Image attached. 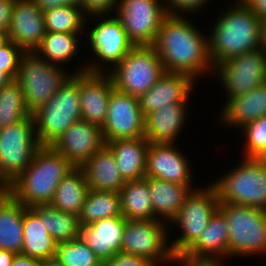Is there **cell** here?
Listing matches in <instances>:
<instances>
[{
	"label": "cell",
	"mask_w": 266,
	"mask_h": 266,
	"mask_svg": "<svg viewBox=\"0 0 266 266\" xmlns=\"http://www.w3.org/2000/svg\"><path fill=\"white\" fill-rule=\"evenodd\" d=\"M187 103H168L145 116L144 138L149 143H174L186 119Z\"/></svg>",
	"instance_id": "cb8c5ba5"
},
{
	"label": "cell",
	"mask_w": 266,
	"mask_h": 266,
	"mask_svg": "<svg viewBox=\"0 0 266 266\" xmlns=\"http://www.w3.org/2000/svg\"><path fill=\"white\" fill-rule=\"evenodd\" d=\"M218 258L212 259H177L176 262H181L184 266H223L221 262H217Z\"/></svg>",
	"instance_id": "bcb514c9"
},
{
	"label": "cell",
	"mask_w": 266,
	"mask_h": 266,
	"mask_svg": "<svg viewBox=\"0 0 266 266\" xmlns=\"http://www.w3.org/2000/svg\"><path fill=\"white\" fill-rule=\"evenodd\" d=\"M207 1L208 0H166L167 5L164 6L167 7L165 8L167 15H178L176 12H179V10L180 12L183 10V13L192 11L196 12L197 10H199L198 8L202 9L205 5L204 3H206Z\"/></svg>",
	"instance_id": "b9f144b4"
},
{
	"label": "cell",
	"mask_w": 266,
	"mask_h": 266,
	"mask_svg": "<svg viewBox=\"0 0 266 266\" xmlns=\"http://www.w3.org/2000/svg\"><path fill=\"white\" fill-rule=\"evenodd\" d=\"M81 168L86 175L89 190L120 192L126 182L107 144L98 149Z\"/></svg>",
	"instance_id": "603a6c76"
},
{
	"label": "cell",
	"mask_w": 266,
	"mask_h": 266,
	"mask_svg": "<svg viewBox=\"0 0 266 266\" xmlns=\"http://www.w3.org/2000/svg\"><path fill=\"white\" fill-rule=\"evenodd\" d=\"M105 75L103 72H79L82 120L100 127L106 120L109 97L114 89L110 75Z\"/></svg>",
	"instance_id": "e0dca14e"
},
{
	"label": "cell",
	"mask_w": 266,
	"mask_h": 266,
	"mask_svg": "<svg viewBox=\"0 0 266 266\" xmlns=\"http://www.w3.org/2000/svg\"><path fill=\"white\" fill-rule=\"evenodd\" d=\"M16 254L0 249V266H11Z\"/></svg>",
	"instance_id": "c3c4849f"
},
{
	"label": "cell",
	"mask_w": 266,
	"mask_h": 266,
	"mask_svg": "<svg viewBox=\"0 0 266 266\" xmlns=\"http://www.w3.org/2000/svg\"><path fill=\"white\" fill-rule=\"evenodd\" d=\"M102 266H155L144 257L119 252L103 262Z\"/></svg>",
	"instance_id": "ab89813d"
},
{
	"label": "cell",
	"mask_w": 266,
	"mask_h": 266,
	"mask_svg": "<svg viewBox=\"0 0 266 266\" xmlns=\"http://www.w3.org/2000/svg\"><path fill=\"white\" fill-rule=\"evenodd\" d=\"M165 73L153 46H134L108 74L114 88L139 98Z\"/></svg>",
	"instance_id": "ba28073f"
},
{
	"label": "cell",
	"mask_w": 266,
	"mask_h": 266,
	"mask_svg": "<svg viewBox=\"0 0 266 266\" xmlns=\"http://www.w3.org/2000/svg\"><path fill=\"white\" fill-rule=\"evenodd\" d=\"M158 0H119L117 18L135 46H153L164 18L166 7Z\"/></svg>",
	"instance_id": "8fae6325"
},
{
	"label": "cell",
	"mask_w": 266,
	"mask_h": 266,
	"mask_svg": "<svg viewBox=\"0 0 266 266\" xmlns=\"http://www.w3.org/2000/svg\"><path fill=\"white\" fill-rule=\"evenodd\" d=\"M260 158H261V159L265 162V164H266V153L263 154Z\"/></svg>",
	"instance_id": "11a10c76"
},
{
	"label": "cell",
	"mask_w": 266,
	"mask_h": 266,
	"mask_svg": "<svg viewBox=\"0 0 266 266\" xmlns=\"http://www.w3.org/2000/svg\"><path fill=\"white\" fill-rule=\"evenodd\" d=\"M228 225V256L266 251V210L219 202Z\"/></svg>",
	"instance_id": "5b68a950"
},
{
	"label": "cell",
	"mask_w": 266,
	"mask_h": 266,
	"mask_svg": "<svg viewBox=\"0 0 266 266\" xmlns=\"http://www.w3.org/2000/svg\"><path fill=\"white\" fill-rule=\"evenodd\" d=\"M162 222L161 219L126 220L121 252L144 257L155 266L160 260L177 261L170 245H167V231Z\"/></svg>",
	"instance_id": "7c38bea8"
},
{
	"label": "cell",
	"mask_w": 266,
	"mask_h": 266,
	"mask_svg": "<svg viewBox=\"0 0 266 266\" xmlns=\"http://www.w3.org/2000/svg\"><path fill=\"white\" fill-rule=\"evenodd\" d=\"M247 139L246 157L260 158L266 153V115L243 127Z\"/></svg>",
	"instance_id": "74e56055"
},
{
	"label": "cell",
	"mask_w": 266,
	"mask_h": 266,
	"mask_svg": "<svg viewBox=\"0 0 266 266\" xmlns=\"http://www.w3.org/2000/svg\"><path fill=\"white\" fill-rule=\"evenodd\" d=\"M189 164L185 156L174 148V143H150L147 151L145 177L191 185Z\"/></svg>",
	"instance_id": "ac0fdd59"
},
{
	"label": "cell",
	"mask_w": 266,
	"mask_h": 266,
	"mask_svg": "<svg viewBox=\"0 0 266 266\" xmlns=\"http://www.w3.org/2000/svg\"><path fill=\"white\" fill-rule=\"evenodd\" d=\"M213 186L219 202L266 210V164L261 158L246 157Z\"/></svg>",
	"instance_id": "8992f818"
},
{
	"label": "cell",
	"mask_w": 266,
	"mask_h": 266,
	"mask_svg": "<svg viewBox=\"0 0 266 266\" xmlns=\"http://www.w3.org/2000/svg\"><path fill=\"white\" fill-rule=\"evenodd\" d=\"M226 255L228 258V225L218 209L198 239L178 259H221Z\"/></svg>",
	"instance_id": "7402d4cb"
},
{
	"label": "cell",
	"mask_w": 266,
	"mask_h": 266,
	"mask_svg": "<svg viewBox=\"0 0 266 266\" xmlns=\"http://www.w3.org/2000/svg\"><path fill=\"white\" fill-rule=\"evenodd\" d=\"M119 194L122 215L126 220L154 219L148 177L126 181Z\"/></svg>",
	"instance_id": "4dcf8cb0"
},
{
	"label": "cell",
	"mask_w": 266,
	"mask_h": 266,
	"mask_svg": "<svg viewBox=\"0 0 266 266\" xmlns=\"http://www.w3.org/2000/svg\"><path fill=\"white\" fill-rule=\"evenodd\" d=\"M148 186L154 219L162 216V220L172 221L184 204L185 198L191 193V185H181L167 182L154 177H148Z\"/></svg>",
	"instance_id": "4316f807"
},
{
	"label": "cell",
	"mask_w": 266,
	"mask_h": 266,
	"mask_svg": "<svg viewBox=\"0 0 266 266\" xmlns=\"http://www.w3.org/2000/svg\"><path fill=\"white\" fill-rule=\"evenodd\" d=\"M262 21L266 20V0H241Z\"/></svg>",
	"instance_id": "f6af8a7d"
},
{
	"label": "cell",
	"mask_w": 266,
	"mask_h": 266,
	"mask_svg": "<svg viewBox=\"0 0 266 266\" xmlns=\"http://www.w3.org/2000/svg\"><path fill=\"white\" fill-rule=\"evenodd\" d=\"M38 266H64L55 257L39 259Z\"/></svg>",
	"instance_id": "681fc988"
},
{
	"label": "cell",
	"mask_w": 266,
	"mask_h": 266,
	"mask_svg": "<svg viewBox=\"0 0 266 266\" xmlns=\"http://www.w3.org/2000/svg\"><path fill=\"white\" fill-rule=\"evenodd\" d=\"M33 116L15 80L0 88V129Z\"/></svg>",
	"instance_id": "e575fe53"
},
{
	"label": "cell",
	"mask_w": 266,
	"mask_h": 266,
	"mask_svg": "<svg viewBox=\"0 0 266 266\" xmlns=\"http://www.w3.org/2000/svg\"><path fill=\"white\" fill-rule=\"evenodd\" d=\"M208 187L205 188L206 190H193L185 198L180 211L171 221L180 225L183 231V235L170 245L177 259L198 239L211 217L219 209L217 190L213 185Z\"/></svg>",
	"instance_id": "30bf717a"
},
{
	"label": "cell",
	"mask_w": 266,
	"mask_h": 266,
	"mask_svg": "<svg viewBox=\"0 0 266 266\" xmlns=\"http://www.w3.org/2000/svg\"><path fill=\"white\" fill-rule=\"evenodd\" d=\"M13 79L0 69V88L10 83Z\"/></svg>",
	"instance_id": "816d5d0a"
},
{
	"label": "cell",
	"mask_w": 266,
	"mask_h": 266,
	"mask_svg": "<svg viewBox=\"0 0 266 266\" xmlns=\"http://www.w3.org/2000/svg\"><path fill=\"white\" fill-rule=\"evenodd\" d=\"M118 0H82L81 10L82 12L89 13V15H105L111 9L118 7ZM105 13V14H104Z\"/></svg>",
	"instance_id": "60d3db41"
},
{
	"label": "cell",
	"mask_w": 266,
	"mask_h": 266,
	"mask_svg": "<svg viewBox=\"0 0 266 266\" xmlns=\"http://www.w3.org/2000/svg\"><path fill=\"white\" fill-rule=\"evenodd\" d=\"M26 208L8 192L0 199V249L21 254Z\"/></svg>",
	"instance_id": "83f0119b"
},
{
	"label": "cell",
	"mask_w": 266,
	"mask_h": 266,
	"mask_svg": "<svg viewBox=\"0 0 266 266\" xmlns=\"http://www.w3.org/2000/svg\"><path fill=\"white\" fill-rule=\"evenodd\" d=\"M39 259L25 256L22 254H16L11 266H38Z\"/></svg>",
	"instance_id": "7dc6e473"
},
{
	"label": "cell",
	"mask_w": 266,
	"mask_h": 266,
	"mask_svg": "<svg viewBox=\"0 0 266 266\" xmlns=\"http://www.w3.org/2000/svg\"><path fill=\"white\" fill-rule=\"evenodd\" d=\"M88 191L89 185L83 169L74 168L57 186L50 205L79 216Z\"/></svg>",
	"instance_id": "f546056e"
},
{
	"label": "cell",
	"mask_w": 266,
	"mask_h": 266,
	"mask_svg": "<svg viewBox=\"0 0 266 266\" xmlns=\"http://www.w3.org/2000/svg\"><path fill=\"white\" fill-rule=\"evenodd\" d=\"M35 5L44 13L60 6L81 7L82 0H32Z\"/></svg>",
	"instance_id": "7bdbcfd3"
},
{
	"label": "cell",
	"mask_w": 266,
	"mask_h": 266,
	"mask_svg": "<svg viewBox=\"0 0 266 266\" xmlns=\"http://www.w3.org/2000/svg\"><path fill=\"white\" fill-rule=\"evenodd\" d=\"M34 124L29 116L0 129V178L7 186L28 168L41 147Z\"/></svg>",
	"instance_id": "9c48e42d"
},
{
	"label": "cell",
	"mask_w": 266,
	"mask_h": 266,
	"mask_svg": "<svg viewBox=\"0 0 266 266\" xmlns=\"http://www.w3.org/2000/svg\"><path fill=\"white\" fill-rule=\"evenodd\" d=\"M15 0H0V31L7 32L10 26Z\"/></svg>",
	"instance_id": "ee69618b"
},
{
	"label": "cell",
	"mask_w": 266,
	"mask_h": 266,
	"mask_svg": "<svg viewBox=\"0 0 266 266\" xmlns=\"http://www.w3.org/2000/svg\"><path fill=\"white\" fill-rule=\"evenodd\" d=\"M91 50L102 62L118 64L135 46L128 38L121 21L110 18L97 24L89 34Z\"/></svg>",
	"instance_id": "ffe728a7"
},
{
	"label": "cell",
	"mask_w": 266,
	"mask_h": 266,
	"mask_svg": "<svg viewBox=\"0 0 266 266\" xmlns=\"http://www.w3.org/2000/svg\"><path fill=\"white\" fill-rule=\"evenodd\" d=\"M24 53L10 40L0 48V69H3V72L7 73L13 80L16 78L19 62Z\"/></svg>",
	"instance_id": "f35d334b"
},
{
	"label": "cell",
	"mask_w": 266,
	"mask_h": 266,
	"mask_svg": "<svg viewBox=\"0 0 266 266\" xmlns=\"http://www.w3.org/2000/svg\"><path fill=\"white\" fill-rule=\"evenodd\" d=\"M8 38L25 53H32L45 36L43 12L32 0H15Z\"/></svg>",
	"instance_id": "2e32d148"
},
{
	"label": "cell",
	"mask_w": 266,
	"mask_h": 266,
	"mask_svg": "<svg viewBox=\"0 0 266 266\" xmlns=\"http://www.w3.org/2000/svg\"><path fill=\"white\" fill-rule=\"evenodd\" d=\"M124 217H112L80 227V237L103 263L121 252Z\"/></svg>",
	"instance_id": "44dd1931"
},
{
	"label": "cell",
	"mask_w": 266,
	"mask_h": 266,
	"mask_svg": "<svg viewBox=\"0 0 266 266\" xmlns=\"http://www.w3.org/2000/svg\"><path fill=\"white\" fill-rule=\"evenodd\" d=\"M80 7L60 6L43 13L46 32L80 33L84 25Z\"/></svg>",
	"instance_id": "d590c367"
},
{
	"label": "cell",
	"mask_w": 266,
	"mask_h": 266,
	"mask_svg": "<svg viewBox=\"0 0 266 266\" xmlns=\"http://www.w3.org/2000/svg\"><path fill=\"white\" fill-rule=\"evenodd\" d=\"M78 217L81 227L102 219L123 217L119 192L89 190Z\"/></svg>",
	"instance_id": "d6a6232c"
},
{
	"label": "cell",
	"mask_w": 266,
	"mask_h": 266,
	"mask_svg": "<svg viewBox=\"0 0 266 266\" xmlns=\"http://www.w3.org/2000/svg\"><path fill=\"white\" fill-rule=\"evenodd\" d=\"M77 34L79 35V33L46 32L34 53H42L46 61L54 65L63 64L67 60L69 62L79 48Z\"/></svg>",
	"instance_id": "836d02e7"
},
{
	"label": "cell",
	"mask_w": 266,
	"mask_h": 266,
	"mask_svg": "<svg viewBox=\"0 0 266 266\" xmlns=\"http://www.w3.org/2000/svg\"><path fill=\"white\" fill-rule=\"evenodd\" d=\"M32 209L40 216L47 232L57 244L80 237L81 226L78 215L63 212L50 204L37 205Z\"/></svg>",
	"instance_id": "1f68e13d"
},
{
	"label": "cell",
	"mask_w": 266,
	"mask_h": 266,
	"mask_svg": "<svg viewBox=\"0 0 266 266\" xmlns=\"http://www.w3.org/2000/svg\"><path fill=\"white\" fill-rule=\"evenodd\" d=\"M8 41V33L5 31H0V48L4 46Z\"/></svg>",
	"instance_id": "f5cc1de1"
},
{
	"label": "cell",
	"mask_w": 266,
	"mask_h": 266,
	"mask_svg": "<svg viewBox=\"0 0 266 266\" xmlns=\"http://www.w3.org/2000/svg\"><path fill=\"white\" fill-rule=\"evenodd\" d=\"M208 37L204 38L182 15H167L158 31L153 47L165 72L182 73L194 79L213 70Z\"/></svg>",
	"instance_id": "6da1fadb"
},
{
	"label": "cell",
	"mask_w": 266,
	"mask_h": 266,
	"mask_svg": "<svg viewBox=\"0 0 266 266\" xmlns=\"http://www.w3.org/2000/svg\"><path fill=\"white\" fill-rule=\"evenodd\" d=\"M113 152L125 181L145 178L149 141L144 137L116 139L106 143Z\"/></svg>",
	"instance_id": "d4e9b609"
},
{
	"label": "cell",
	"mask_w": 266,
	"mask_h": 266,
	"mask_svg": "<svg viewBox=\"0 0 266 266\" xmlns=\"http://www.w3.org/2000/svg\"><path fill=\"white\" fill-rule=\"evenodd\" d=\"M74 168L51 146H41L28 168L8 185V193L27 208L50 204L59 183Z\"/></svg>",
	"instance_id": "7a4b0ae2"
},
{
	"label": "cell",
	"mask_w": 266,
	"mask_h": 266,
	"mask_svg": "<svg viewBox=\"0 0 266 266\" xmlns=\"http://www.w3.org/2000/svg\"><path fill=\"white\" fill-rule=\"evenodd\" d=\"M65 74L58 65L47 62L34 52L22 55L15 81L22 89L31 113L47 103L72 76Z\"/></svg>",
	"instance_id": "52a82bcc"
},
{
	"label": "cell",
	"mask_w": 266,
	"mask_h": 266,
	"mask_svg": "<svg viewBox=\"0 0 266 266\" xmlns=\"http://www.w3.org/2000/svg\"><path fill=\"white\" fill-rule=\"evenodd\" d=\"M222 109V121L243 128L246 124L266 115V83L244 95L227 98Z\"/></svg>",
	"instance_id": "484cf974"
},
{
	"label": "cell",
	"mask_w": 266,
	"mask_h": 266,
	"mask_svg": "<svg viewBox=\"0 0 266 266\" xmlns=\"http://www.w3.org/2000/svg\"><path fill=\"white\" fill-rule=\"evenodd\" d=\"M260 49L266 54V20L261 22Z\"/></svg>",
	"instance_id": "f907efd6"
},
{
	"label": "cell",
	"mask_w": 266,
	"mask_h": 266,
	"mask_svg": "<svg viewBox=\"0 0 266 266\" xmlns=\"http://www.w3.org/2000/svg\"><path fill=\"white\" fill-rule=\"evenodd\" d=\"M64 266H102L103 263L81 237L58 243L55 256Z\"/></svg>",
	"instance_id": "8d00e7d4"
},
{
	"label": "cell",
	"mask_w": 266,
	"mask_h": 266,
	"mask_svg": "<svg viewBox=\"0 0 266 266\" xmlns=\"http://www.w3.org/2000/svg\"><path fill=\"white\" fill-rule=\"evenodd\" d=\"M238 3L218 18L208 37L214 68L232 57L260 48L262 20L241 0Z\"/></svg>",
	"instance_id": "3957f363"
},
{
	"label": "cell",
	"mask_w": 266,
	"mask_h": 266,
	"mask_svg": "<svg viewBox=\"0 0 266 266\" xmlns=\"http://www.w3.org/2000/svg\"><path fill=\"white\" fill-rule=\"evenodd\" d=\"M99 65L91 64L73 73L47 103L32 113L37 126V140L41 146H51L69 126L82 119L79 72H104Z\"/></svg>",
	"instance_id": "277c9868"
},
{
	"label": "cell",
	"mask_w": 266,
	"mask_h": 266,
	"mask_svg": "<svg viewBox=\"0 0 266 266\" xmlns=\"http://www.w3.org/2000/svg\"><path fill=\"white\" fill-rule=\"evenodd\" d=\"M8 192V186L0 178V199Z\"/></svg>",
	"instance_id": "db71d44e"
},
{
	"label": "cell",
	"mask_w": 266,
	"mask_h": 266,
	"mask_svg": "<svg viewBox=\"0 0 266 266\" xmlns=\"http://www.w3.org/2000/svg\"><path fill=\"white\" fill-rule=\"evenodd\" d=\"M57 243L47 232L40 216L32 209L26 208L23 218L22 255L45 259L55 256Z\"/></svg>",
	"instance_id": "f1b7e54d"
},
{
	"label": "cell",
	"mask_w": 266,
	"mask_h": 266,
	"mask_svg": "<svg viewBox=\"0 0 266 266\" xmlns=\"http://www.w3.org/2000/svg\"><path fill=\"white\" fill-rule=\"evenodd\" d=\"M105 144L101 127L81 119L69 126L51 147L75 168H81Z\"/></svg>",
	"instance_id": "9a60e30c"
},
{
	"label": "cell",
	"mask_w": 266,
	"mask_h": 266,
	"mask_svg": "<svg viewBox=\"0 0 266 266\" xmlns=\"http://www.w3.org/2000/svg\"><path fill=\"white\" fill-rule=\"evenodd\" d=\"M194 78L182 73L165 72L138 98L144 116L168 103H186L193 89Z\"/></svg>",
	"instance_id": "d6986e66"
},
{
	"label": "cell",
	"mask_w": 266,
	"mask_h": 266,
	"mask_svg": "<svg viewBox=\"0 0 266 266\" xmlns=\"http://www.w3.org/2000/svg\"><path fill=\"white\" fill-rule=\"evenodd\" d=\"M101 130L105 143L116 139L144 137L145 116L140 110L138 98L114 88Z\"/></svg>",
	"instance_id": "5bb4252c"
},
{
	"label": "cell",
	"mask_w": 266,
	"mask_h": 266,
	"mask_svg": "<svg viewBox=\"0 0 266 266\" xmlns=\"http://www.w3.org/2000/svg\"><path fill=\"white\" fill-rule=\"evenodd\" d=\"M215 68L228 98L244 95L266 83V54L260 48L232 57Z\"/></svg>",
	"instance_id": "4fadbf2b"
}]
</instances>
